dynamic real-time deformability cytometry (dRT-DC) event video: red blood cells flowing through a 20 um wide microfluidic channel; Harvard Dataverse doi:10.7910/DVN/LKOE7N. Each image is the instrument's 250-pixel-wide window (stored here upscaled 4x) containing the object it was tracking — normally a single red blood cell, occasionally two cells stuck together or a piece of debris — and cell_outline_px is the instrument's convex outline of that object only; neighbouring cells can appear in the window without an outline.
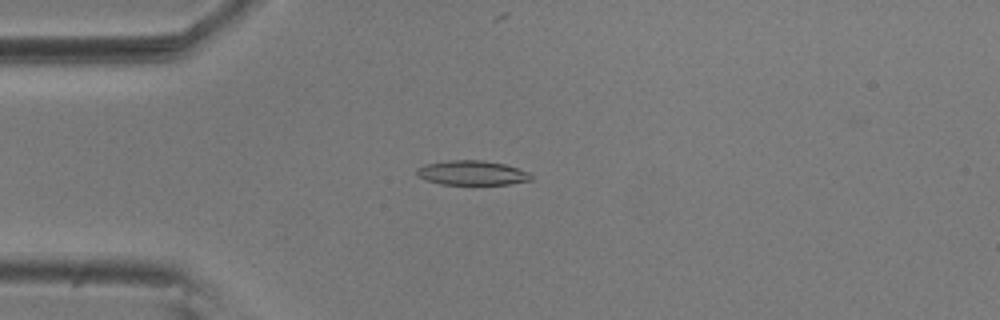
{"species": "common noctule bat (a hibernating species)", "species_latin": "Nyctalus noctula", "temperature_condition": "room temperature", "stored_images_in_passage": 25, "camera_frame_rate_fps": 3000, "um_per_image_px": 0.085, "animal": {"sex": "male", "body_mass_g": 20.5, "forearm_length_mm": 52.5}, "frame": {"image": 1, "passage_image": 3, "time_ms": 0.667, "image_size_px": [1000, 320], "cell_outline_px": [[532, 180], [508, 184], [440, 184], [416, 176], [416, 168], [424, 164], [448, 160], [484, 160], [504, 164], [528, 172], [532, 176]], "centroid_in_image_um": [40.08, 14.68], "position_along_channel_um": 44.9, "area_um2": 16.3}}
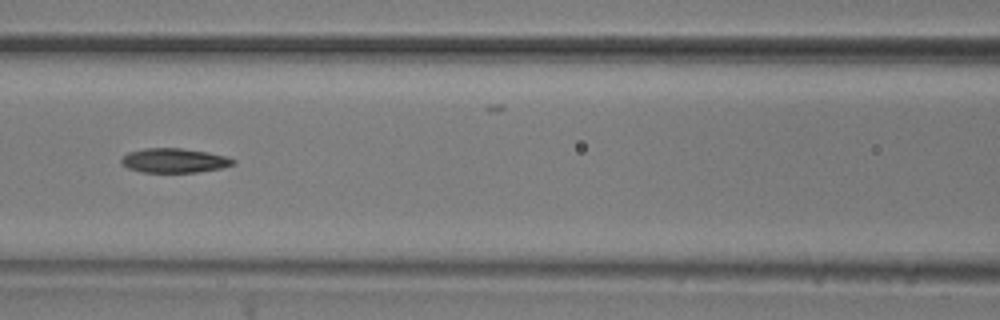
{"frame": {"image": 2, "passage_image": 13, "time_ms": 4.0, "image_size_px": [1000, 320], "cell_outline_px": [[236, 164], [220, 168], [196, 172], [144, 172], [128, 168], [120, 164], [120, 160], [128, 152], [144, 148], [180, 148], [208, 152], [224, 156], [236, 160]], "centroid_in_image_um": [14.79, 13.64], "position_along_channel_um": 151.8, "area_um2": 15.84}}
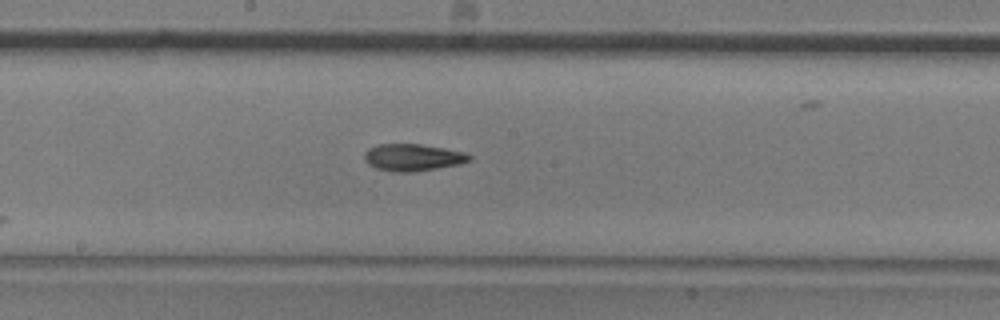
{"frame": {"image": 3, "passage_image": 18, "time_ms": 5.667, "image_size_px": [1000, 320], "cell_outline_px": [[472, 160], [460, 164], [412, 172], [396, 172], [376, 168], [368, 164], [364, 160], [364, 152], [368, 148], [380, 144], [420, 144], [444, 148], [464, 152], [472, 156]], "centroid_in_image_um": [35.08, 13.38], "position_along_channel_um": 213.1, "area_um2": 16.53}}